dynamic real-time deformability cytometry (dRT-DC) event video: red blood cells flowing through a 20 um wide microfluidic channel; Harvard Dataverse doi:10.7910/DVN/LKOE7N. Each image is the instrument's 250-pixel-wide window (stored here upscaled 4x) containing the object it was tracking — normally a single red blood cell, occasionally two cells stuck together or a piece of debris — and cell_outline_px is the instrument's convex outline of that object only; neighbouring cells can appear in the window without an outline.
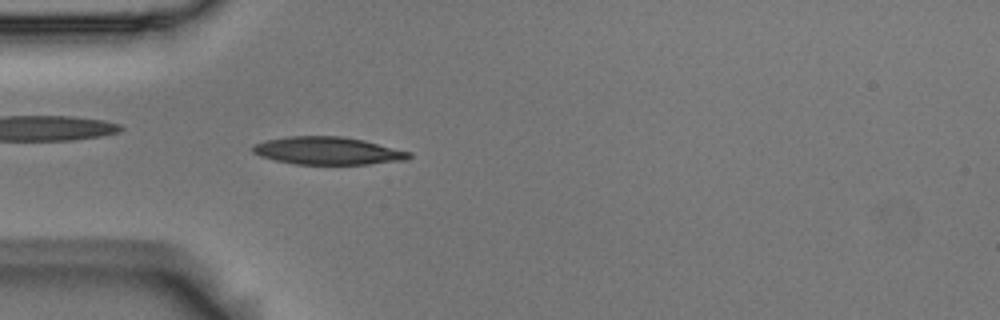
{"species": "Egyptian fruit bat (a non-hibernating species)", "species_latin": "Rousettus aegyptiacus", "temperature_condition": "room temperature", "stored_images_in_passage": 49, "camera_frame_rate_fps": 3000, "um_per_image_px": 0.085, "animal": {"sex": "male"}, "frame": {"image": 1, "passage_image": 10, "time_ms": 3.0, "image_size_px": [1000, 320], "cell_outline_px": [[412, 156], [408, 160], [368, 164], [296, 164], [276, 160], [260, 156], [252, 152], [252, 144], [264, 140], [288, 136], [344, 136], [364, 140], [412, 152]], "centroid_in_image_um": [27.87, 12.81], "position_along_channel_um": 57.1, "area_um2": 25.43}}
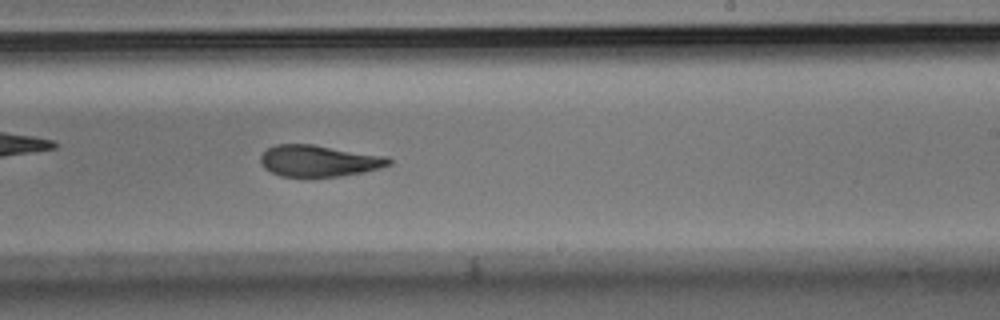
{"frame": {"image": 2, "passage_image": 27, "time_ms": 8.667, "image_size_px": [1000, 320], "cell_outline_px": [[392, 164], [380, 168], [364, 172], [340, 176], [280, 176], [264, 168], [260, 164], [260, 156], [268, 148], [276, 144], [312, 144], [388, 156], [392, 160]], "centroid_in_image_um": [27.13, 13.66], "position_along_channel_um": 261.9, "area_um2": 23.58}}
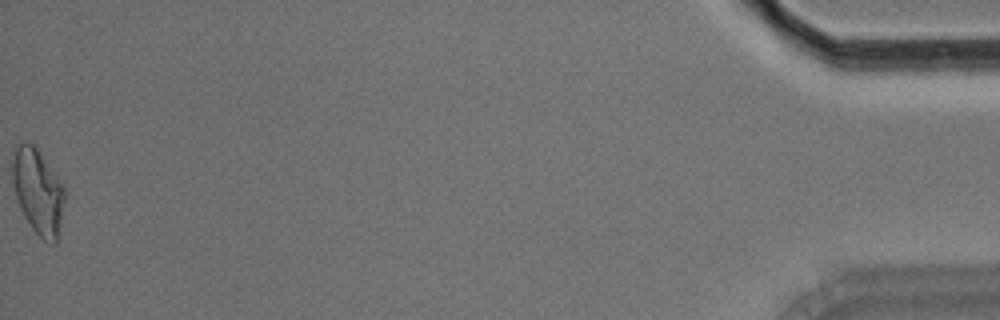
{"frame": {"image": 3, "passage_image": 49, "time_ms": 16.0, "image_size_px": [1000, 320], "cell_outline_px": [[64, 200], [56, 244], [52, 244], [44, 240], [32, 228], [24, 216], [20, 208], [16, 196], [12, 180], [12, 164], [16, 148], [24, 140], [32, 144], [36, 148], [64, 184]], "centroid_in_image_um": [3.23, 16.27], "position_along_channel_um": 432.0, "area_um2": 25.55}, "authors_computed_cell_mechanics": {"area_um2": 24.2182, "velocity_mm_per_s": 3.6757, "shape_relaxation_time_tau1_ms": 7.9434, "shape_relaxation_time_tau2_ms": 4.0252, "deformation_change_tau1": 0.2083, "deformation_change_tau2": 0.1137}}